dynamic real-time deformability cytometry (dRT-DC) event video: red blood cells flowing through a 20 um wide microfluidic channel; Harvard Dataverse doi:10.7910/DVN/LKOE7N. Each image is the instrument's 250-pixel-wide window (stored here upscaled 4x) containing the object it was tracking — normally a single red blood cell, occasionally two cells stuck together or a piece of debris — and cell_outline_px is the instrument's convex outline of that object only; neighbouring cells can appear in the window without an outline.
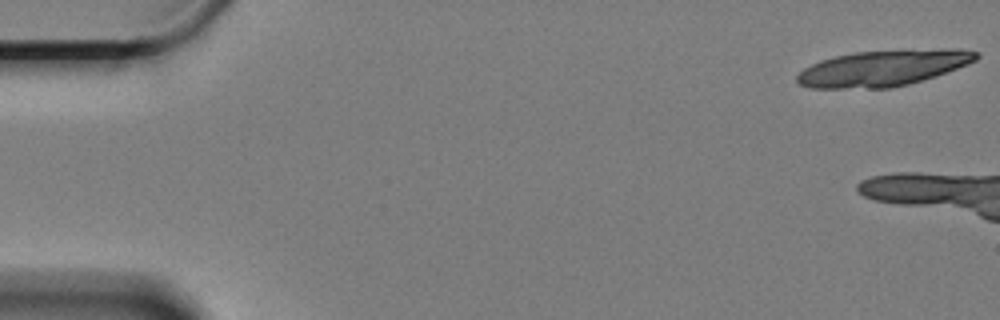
{"species": "Egyptian fruit bat (a non-hibernating species)", "species_latin": "Rousettus aegyptiacus", "temperature_condition": "cold", "stored_images_in_passage": 10, "camera_frame_rate_fps": 3000, "um_per_image_px": 0.085, "animal": {"sex": "female"}, "frame": {"image": 1, "passage_image": 1, "time_ms": 0.0, "image_size_px": [1000, 320], "cell_outline_px": [[980, 56], [976, 60], [968, 64], [908, 84], [892, 88], [812, 88], [800, 84], [796, 80], [796, 76], [804, 68], [820, 60], [852, 52], [980, 52]], "centroid_in_image_um": [74.85, 5.86], "position_along_channel_um": 10.2, "area_um2": 35.37}}